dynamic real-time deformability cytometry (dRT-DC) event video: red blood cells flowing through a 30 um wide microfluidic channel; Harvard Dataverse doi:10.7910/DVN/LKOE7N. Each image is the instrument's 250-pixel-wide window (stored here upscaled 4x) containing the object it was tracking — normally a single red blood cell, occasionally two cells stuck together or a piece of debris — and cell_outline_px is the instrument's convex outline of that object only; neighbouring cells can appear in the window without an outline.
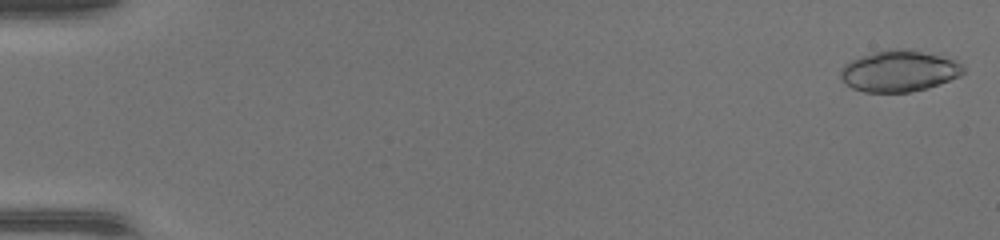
{"species": "common noctule bat (a hibernating species)", "species_latin": "Nyctalus noctula", "temperature_condition": "warm", "stored_images_in_passage": 46, "segment_of_instrument_passage": [1, 2], "camera_frame_rate_fps": 3000, "um_per_image_px": 0.085, "animal": {"sex": "female", "body_mass_g": 17.0, "forearm_length_mm": 48.0}, "frame": {"image": 1, "passage_image": 1, "time_ms": 0.0, "image_size_px": [1000, 240], "cell_outline_px": [[964, 72], [960, 76], [940, 84], [928, 88], [908, 92], [864, 92], [852, 88], [840, 76], [840, 68], [844, 64], [860, 56], [872, 52], [892, 48], [916, 48], [964, 64]], "centroid_in_image_um": [76.44, 6.02], "position_along_channel_um": 8.6, "area_um2": 29.82}}
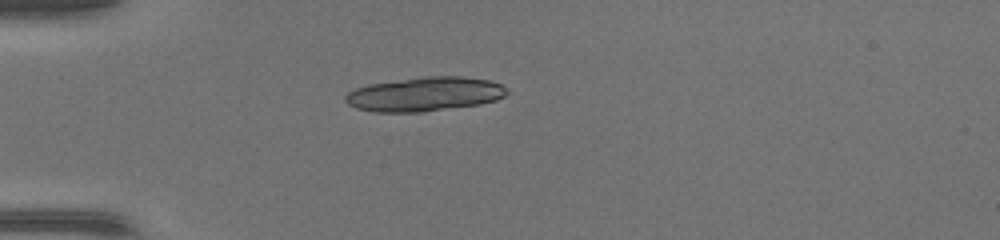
{"frame": {"image": 2, "passage_image": 14, "time_ms": 4.333, "image_size_px": [1000, 240], "cell_outline_px": [[508, 92], [504, 96], [496, 100], [480, 104], [420, 112], [376, 112], [356, 108], [348, 104], [344, 100], [344, 96], [348, 92], [356, 88], [368, 84], [424, 76], [460, 76], [492, 80], [508, 88]], "centroid_in_image_um": [36.11, 7.99], "position_along_channel_um": 48.9, "area_um2": 32.31}}